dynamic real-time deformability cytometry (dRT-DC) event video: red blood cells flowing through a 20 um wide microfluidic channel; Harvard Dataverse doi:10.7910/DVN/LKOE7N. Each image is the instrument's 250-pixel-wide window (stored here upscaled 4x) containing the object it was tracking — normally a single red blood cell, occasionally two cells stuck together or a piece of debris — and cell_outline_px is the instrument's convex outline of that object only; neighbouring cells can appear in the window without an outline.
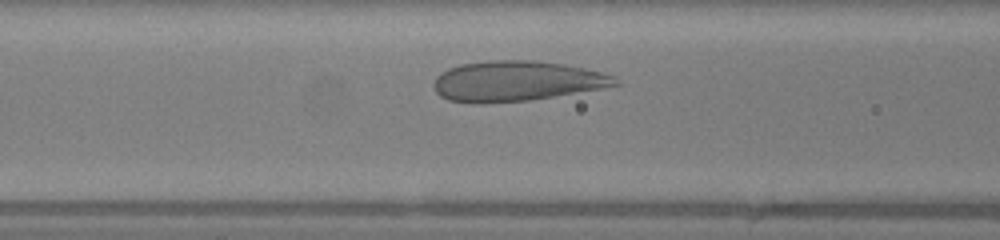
{"species": "human", "species_latin": "Homo sapiens", "temperature_condition": "warm", "stored_images_in_passage": 28, "camera_frame_rate_fps": 3000, "um_per_image_px": 0.085, "donor": {"sex": "female"}, "frame": {"image": 1, "passage_image": 9, "time_ms": 2.667, "image_size_px": [1000, 240], "cell_outline_px": [[620, 84], [600, 88], [528, 100], [480, 104], [476, 104], [448, 100], [440, 96], [436, 92], [432, 84], [436, 76], [440, 72], [448, 68], [460, 64], [488, 60], [532, 60], [564, 64], [584, 68], [600, 72], [612, 76], [620, 80]], "centroid_in_image_um": [43.82, 6.89], "position_along_channel_um": 122.8, "area_um2": 42.54}}
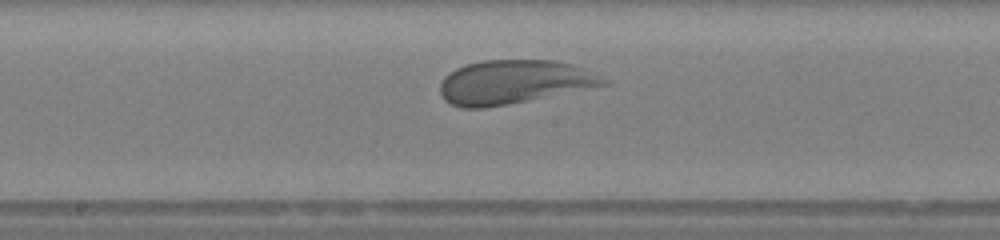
{"frame": {"image": 2, "passage_image": 15, "time_ms": 4.667, "image_size_px": [1000, 240], "cell_outline_px": [[612, 80], [608, 84], [484, 108], [460, 108], [448, 104], [440, 96], [440, 84], [444, 76], [448, 72], [464, 64], [484, 60], [556, 60], [572, 64]], "centroid_in_image_um": [43.61, 6.96], "position_along_channel_um": 204.6, "area_um2": 41.62}}
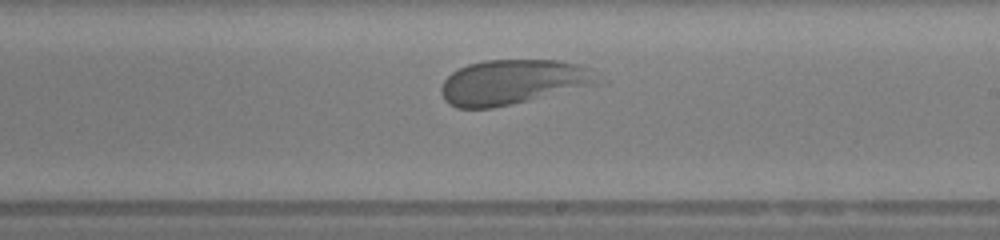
{"frame": {"image": 3, "passage_image": 18, "time_ms": 5.667, "image_size_px": [1000, 240], "cell_outline_px": [[608, 84], [492, 108], [456, 108], [448, 104], [444, 100], [440, 92], [440, 88], [444, 80], [452, 72], [468, 64], [484, 60], [560, 60], [580, 64], [592, 68]], "centroid_in_image_um": [43.74, 6.98], "position_along_channel_um": 245.3, "area_um2": 42.14}}